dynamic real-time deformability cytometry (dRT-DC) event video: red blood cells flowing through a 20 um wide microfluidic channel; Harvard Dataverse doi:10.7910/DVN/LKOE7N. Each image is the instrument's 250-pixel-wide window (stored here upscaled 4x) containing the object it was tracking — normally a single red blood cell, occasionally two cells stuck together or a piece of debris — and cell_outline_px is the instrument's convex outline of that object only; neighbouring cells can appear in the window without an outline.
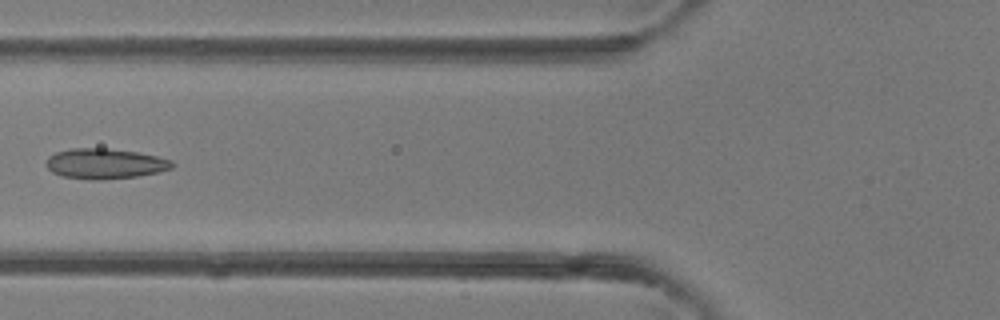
{"species": "common noctule bat (a hibernating species)", "species_latin": "Nyctalus noctula", "temperature_condition": "room temperature", "stored_images_in_passage": 30, "camera_frame_rate_fps": 3000, "um_per_image_px": 0.085, "animal": {"sex": "female"}, "frame": {"image": 1, "passage_image": 5, "time_ms": 1.333, "image_size_px": [1000, 320], "cell_outline_px": [[176, 164], [172, 168], [160, 172], [136, 176], [100, 180], [88, 180], [60, 176], [52, 172], [44, 164], [48, 156], [56, 152], [72, 148], [104, 148], [136, 152], [156, 156], [172, 160]], "centroid_in_image_um": [8.9, 13.92], "position_along_channel_um": 116.9, "area_um2": 22.43}}
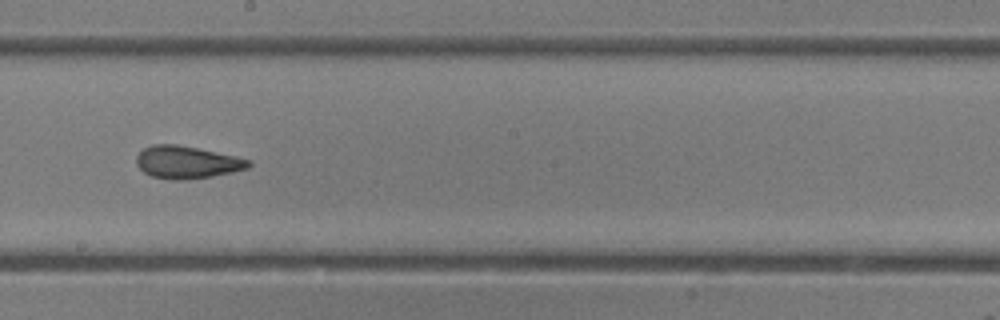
{"frame": {"image": 2, "passage_image": 12, "time_ms": 3.667, "image_size_px": [1000, 320], "cell_outline_px": [[252, 164], [248, 168], [232, 172], [212, 176], [184, 180], [176, 180], [152, 176], [144, 172], [136, 164], [136, 156], [144, 148], [152, 144], [176, 144], [236, 156], [252, 160]], "centroid_in_image_um": [15.9, 13.79], "position_along_channel_um": 232.3, "area_um2": 21.15}}
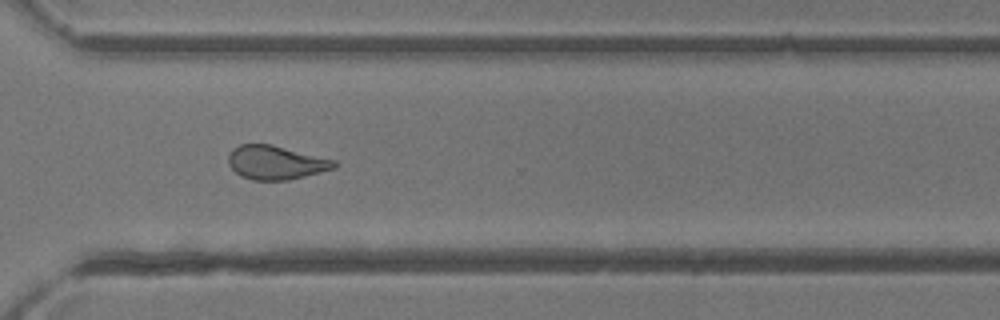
{"frame": {"image": 3, "passage_image": 19, "time_ms": 6.0, "image_size_px": [1000, 320], "cell_outline_px": [[336, 168], [288, 180], [252, 180], [240, 176], [228, 164], [228, 156], [232, 148], [240, 144], [272, 144], [336, 160]], "centroid_in_image_um": [23.43, 13.81], "position_along_channel_um": 347.2, "area_um2": 20.92}}